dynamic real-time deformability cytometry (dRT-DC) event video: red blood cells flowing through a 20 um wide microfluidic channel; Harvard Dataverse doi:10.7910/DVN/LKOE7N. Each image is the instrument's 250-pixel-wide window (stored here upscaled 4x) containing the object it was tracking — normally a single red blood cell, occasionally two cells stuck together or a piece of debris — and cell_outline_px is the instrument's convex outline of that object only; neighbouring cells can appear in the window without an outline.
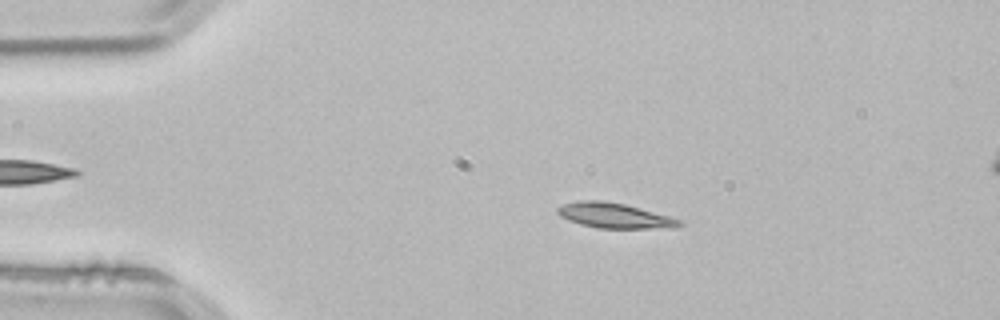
{"species": "common noctule bat (a hibernating species)", "species_latin": "Nyctalus noctula", "temperature_condition": "room temperature", "stored_images_in_passage": 46, "camera_frame_rate_fps": 3000, "um_per_image_px": 0.085, "animal": {"sex": "male", "body_mass_g": 21.5, "forearm_length_mm": 52.0}, "frame": {"image": 1, "passage_image": 4, "time_ms": 1.0, "image_size_px": [1000, 320], "cell_outline_px": [[684, 224], [676, 228], [600, 228], [580, 224], [568, 220], [560, 216], [556, 212], [556, 208], [564, 204], [576, 200], [604, 200], [624, 204], [684, 220]], "centroid_in_image_um": [52.24, 18.32], "position_along_channel_um": 32.8, "area_um2": 17.98}}
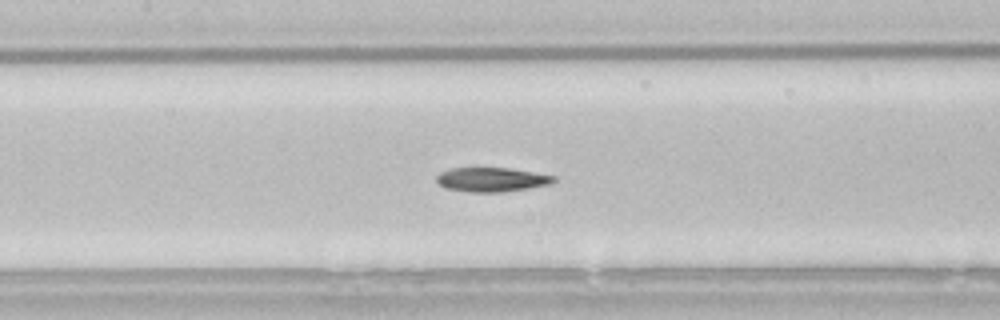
{"frame": {"image": 2, "passage_image": 18, "time_ms": 5.667, "image_size_px": [1000, 320], "cell_outline_px": [[556, 180], [552, 184], [504, 192], [468, 192], [444, 188], [436, 180], [436, 176], [440, 172], [448, 168], [508, 168], [556, 176]], "centroid_in_image_um": [41.77, 15.27], "position_along_channel_um": 165.6, "area_um2": 16.65}}
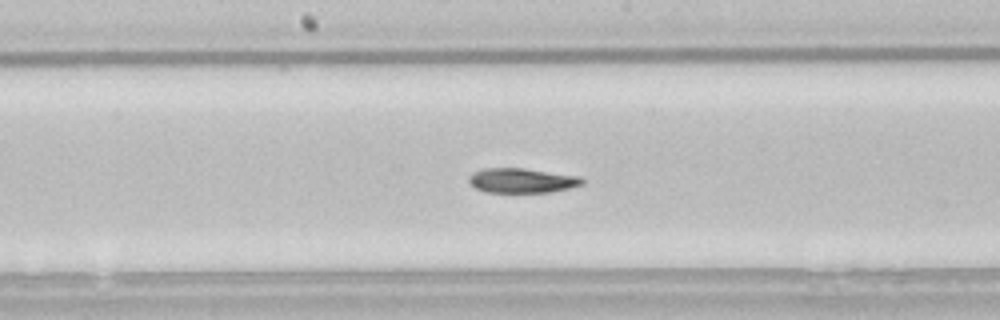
{"frame": {"image": 3, "passage_image": 21, "time_ms": 6.667, "image_size_px": [1000, 320], "cell_outline_px": [[584, 184], [568, 188], [548, 192], [484, 192], [476, 188], [468, 180], [468, 176], [472, 172], [484, 168], [524, 168], [580, 176], [584, 180]], "centroid_in_image_um": [44.35, 15.33], "position_along_channel_um": 203.9, "area_um2": 16.3}, "authors_computed_cell_mechanics": {"area_um2": 16.9932, "velocity_mm_per_s": 3.8314, "shape_relaxation_time_tau1_ms": 5.0553, "shape_relaxation_time_tau2_ms": 4.5768, "deformation_change_tau1": 0.1758, "deformation_change_tau2": 0.1034}}